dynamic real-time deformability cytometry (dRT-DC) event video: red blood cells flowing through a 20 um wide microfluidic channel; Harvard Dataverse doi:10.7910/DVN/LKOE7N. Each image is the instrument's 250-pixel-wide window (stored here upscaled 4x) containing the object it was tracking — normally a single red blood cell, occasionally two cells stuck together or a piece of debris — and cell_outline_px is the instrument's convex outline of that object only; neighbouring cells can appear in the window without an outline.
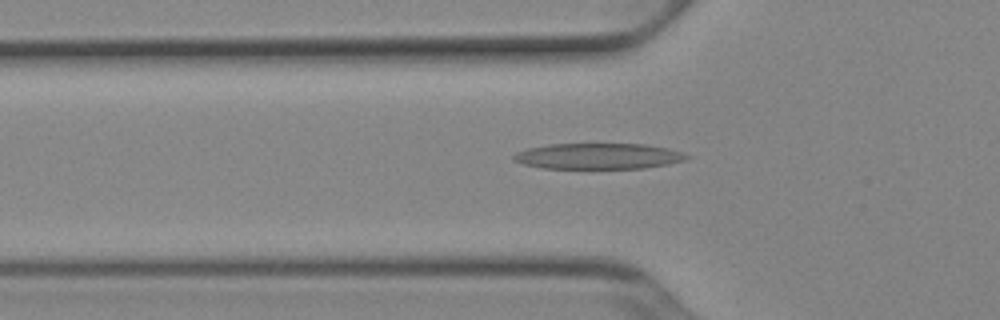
{"species": "Egyptian fruit bat (a non-hibernating species)", "species_latin": "Rousettus aegyptiacus", "temperature_condition": "cold", "stored_images_in_passage": 50, "camera_frame_rate_fps": 3000, "um_per_image_px": 0.085, "animal": {"sex": "female"}, "frame": {"image": 1, "passage_image": 16, "time_ms": 5.0, "image_size_px": [1000, 320], "cell_outline_px": [[692, 156], [684, 160], [668, 164], [644, 168], [544, 168], [524, 164], [512, 160], [512, 156], [516, 152], [528, 148], [548, 144], [644, 144], [668, 148], [684, 152]], "centroid_in_image_um": [50.87, 13.27], "position_along_channel_um": 74.9, "area_um2": 26.07}}
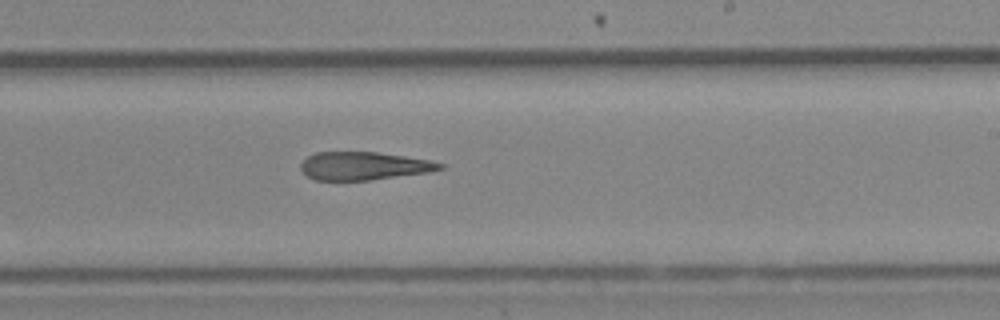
{"frame": {"image": 2, "passage_image": 30, "time_ms": 9.667, "image_size_px": [1000, 320], "cell_outline_px": [[444, 168], [428, 172], [372, 180], [316, 180], [308, 176], [300, 168], [300, 164], [308, 156], [316, 152], [376, 152], [432, 160], [444, 164]], "centroid_in_image_um": [30.94, 14.1], "position_along_channel_um": 258.1, "area_um2": 22.72}}
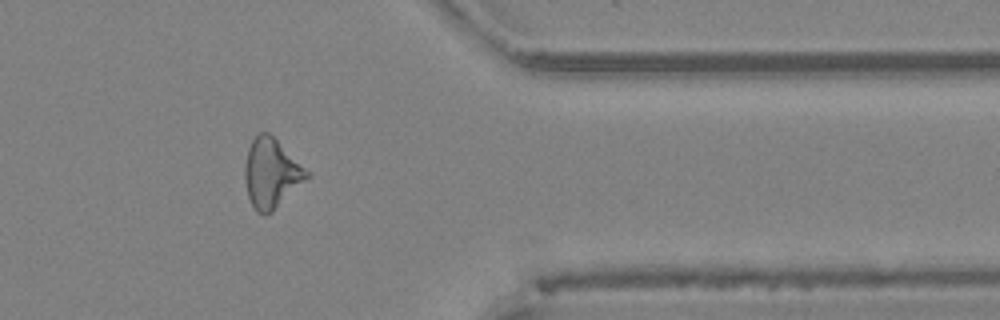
{"frame": {"image": 3, "passage_image": 41, "time_ms": 13.333, "image_size_px": [1000, 320], "cell_outline_px": [[312, 176], [272, 212], [264, 216], [256, 212], [248, 196], [244, 180], [244, 168], [248, 148], [252, 140], [260, 132], [268, 132], [312, 172]], "centroid_in_image_um": [23.1, 14.75], "position_along_channel_um": 388.3, "area_um2": 25.49}}